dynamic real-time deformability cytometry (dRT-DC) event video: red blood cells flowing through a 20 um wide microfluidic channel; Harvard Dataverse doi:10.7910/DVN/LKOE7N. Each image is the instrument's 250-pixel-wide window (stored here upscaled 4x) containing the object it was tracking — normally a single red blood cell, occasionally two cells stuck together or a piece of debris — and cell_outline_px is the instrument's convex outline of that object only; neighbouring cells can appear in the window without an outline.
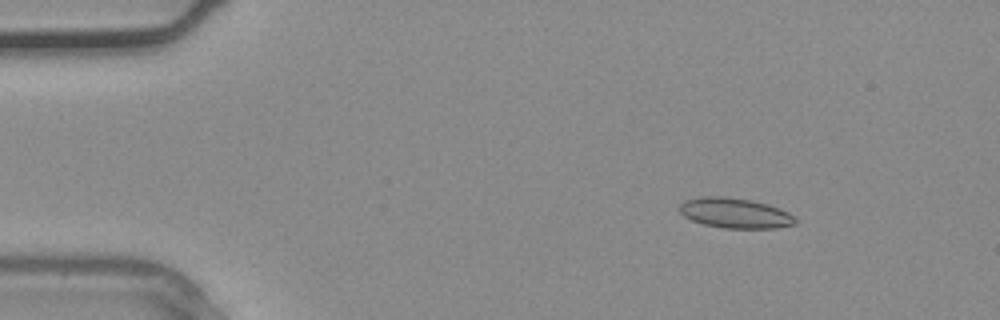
{"species": "common noctule bat (a hibernating species)", "species_latin": "Nyctalus noctula", "temperature_condition": "warm", "stored_images_in_passage": 2, "camera_frame_rate_fps": 3000, "um_per_image_px": 0.085, "animal": {"sex": "male", "body_mass_g": 20.4}, "frame": {"image": 1, "passage_image": 1, "time_ms": 0.0, "image_size_px": [1000, 320], "cell_outline_px": [[796, 224], [776, 228], [724, 228], [704, 224], [692, 220], [684, 216], [680, 212], [680, 204], [684, 200], [700, 196], [724, 196], [752, 200], [768, 204], [780, 208], [788, 212], [796, 220]], "centroid_in_image_um": [62.47, 18.1], "position_along_channel_um": 22.5, "area_um2": 20.4}}